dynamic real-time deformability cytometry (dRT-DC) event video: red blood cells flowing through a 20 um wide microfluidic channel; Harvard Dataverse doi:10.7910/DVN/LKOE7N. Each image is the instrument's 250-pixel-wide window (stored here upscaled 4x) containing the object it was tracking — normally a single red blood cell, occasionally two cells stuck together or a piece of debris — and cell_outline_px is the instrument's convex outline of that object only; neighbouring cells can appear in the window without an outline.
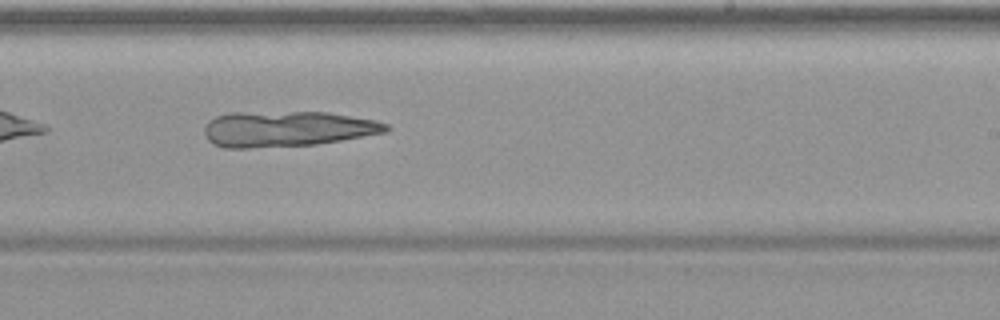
{"species": "common noctule bat (a hibernating species)", "species_latin": "Nyctalus noctula", "temperature_condition": "warm", "stored_images_in_passage": 35, "camera_frame_rate_fps": 3000, "um_per_image_px": 0.085, "animal": {"sex": "female", "body_mass_g": 19.9}, "frame": {"image": 1, "passage_image": 16, "time_ms": 5.0, "image_size_px": [1000, 320], "cell_outline_px": [[392, 128], [388, 132], [316, 144], [248, 148], [224, 148], [212, 144], [208, 140], [204, 132], [204, 128], [208, 120], [216, 116], [228, 112], [328, 112], [376, 120], [388, 124]], "centroid_in_image_um": [24.39, 10.95], "position_along_channel_um": 264.6, "area_um2": 37.97}}